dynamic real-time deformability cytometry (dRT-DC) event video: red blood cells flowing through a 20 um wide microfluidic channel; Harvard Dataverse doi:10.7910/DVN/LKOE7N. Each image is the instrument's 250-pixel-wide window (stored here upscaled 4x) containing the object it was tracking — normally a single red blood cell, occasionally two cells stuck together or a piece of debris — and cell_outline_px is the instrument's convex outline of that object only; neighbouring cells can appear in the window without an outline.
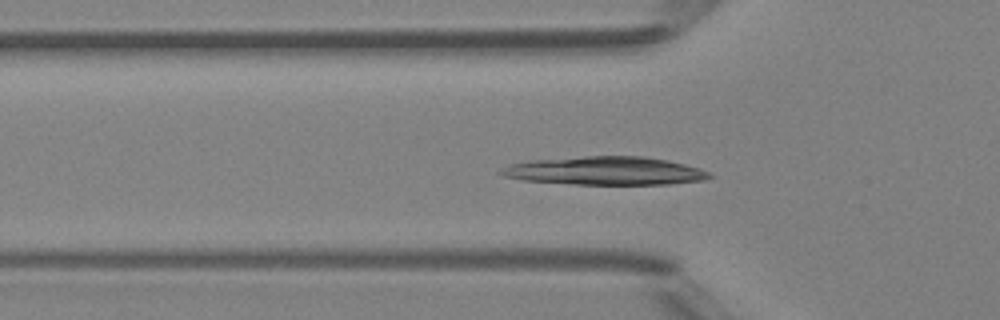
{"species": "Egyptian fruit bat (a non-hibernating species)", "species_latin": "Rousettus aegyptiacus", "temperature_condition": "room temperature", "stored_images_in_passage": 37, "camera_frame_rate_fps": 3000, "um_per_image_px": 0.085, "animal": {"sex": "female"}, "frame": {"image": 1, "passage_image": 10, "time_ms": 3.0, "image_size_px": [1000, 320], "cell_outline_px": [[712, 176], [704, 180], [668, 184], [572, 184], [524, 180], [504, 176], [496, 172], [512, 164], [532, 160], [584, 156], [644, 156], [668, 160], [700, 168], [708, 172]], "centroid_in_image_um": [51.45, 14.52], "position_along_channel_um": 74.3, "area_um2": 34.16}}
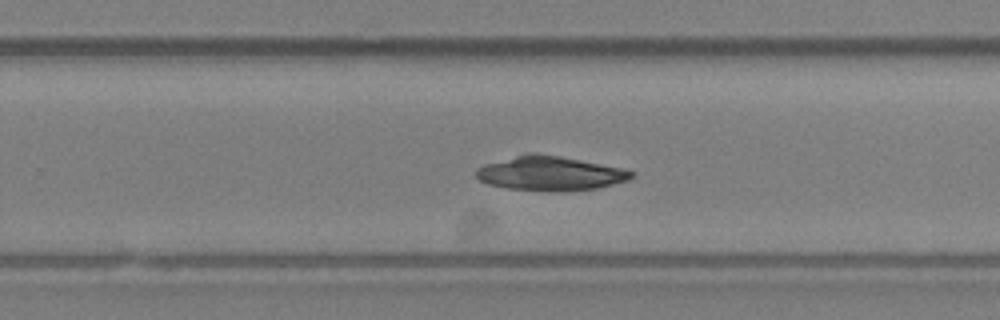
{"frame": {"image": 2, "passage_image": 25, "time_ms": 8.0, "image_size_px": [1000, 320], "cell_outline_px": [[636, 176], [628, 180], [596, 188], [564, 192], [544, 192], [508, 188], [488, 184], [480, 180], [476, 176], [476, 168], [484, 164], [528, 152], [536, 152], [560, 156], [620, 168], [636, 172]], "centroid_in_image_um": [46.74, 14.75], "position_along_channel_um": 283.1, "area_um2": 31.27}}
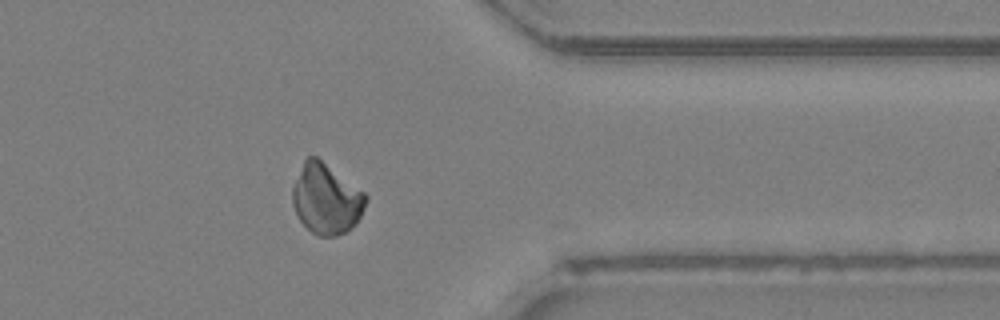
{"frame": {"image": 3, "passage_image": 33, "time_ms": 10.667, "image_size_px": [1000, 320], "cell_outline_px": [[368, 200], [356, 224], [344, 232], [336, 236], [316, 236], [300, 220], [292, 204], [292, 188], [304, 160], [308, 156], [316, 156], [364, 192], [368, 196]], "centroid_in_image_um": [27.73, 16.92], "position_along_channel_um": 383.7, "area_um2": 29.77}}